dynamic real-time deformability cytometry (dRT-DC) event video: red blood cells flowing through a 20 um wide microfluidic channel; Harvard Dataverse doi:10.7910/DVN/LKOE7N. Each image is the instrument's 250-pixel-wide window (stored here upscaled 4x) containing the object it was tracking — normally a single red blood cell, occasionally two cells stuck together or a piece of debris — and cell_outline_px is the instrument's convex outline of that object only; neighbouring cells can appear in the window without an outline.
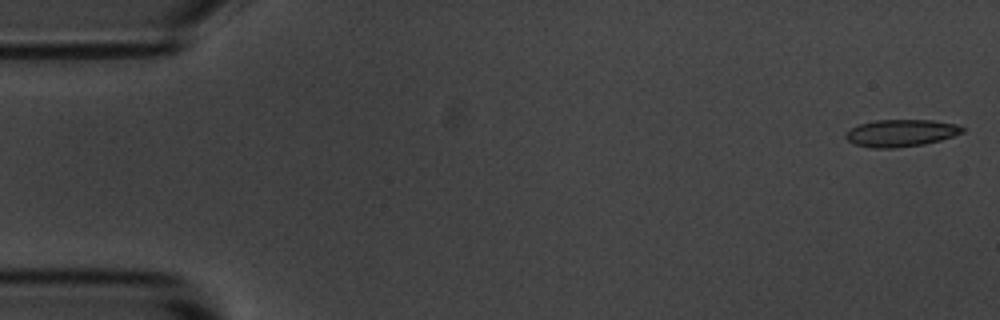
{"species": "common noctule bat (a hibernating species)", "species_latin": "Nyctalus noctula", "temperature_condition": "room temperature", "stored_images_in_passage": 54, "camera_frame_rate_fps": 3000, "um_per_image_px": 0.085, "animal": {"sex": "male", "body_mass_g": 20.1, "forearm_length_mm": 53.5}, "frame": {"image": 1, "passage_image": 1, "time_ms": 0.0, "image_size_px": [1000, 320], "cell_outline_px": [[964, 132], [940, 140], [924, 144], [896, 148], [872, 148], [856, 144], [848, 140], [844, 136], [844, 132], [860, 124], [876, 120], [932, 120], [956, 124], [964, 128]], "centroid_in_image_um": [76.57, 11.31], "position_along_channel_um": 8.4, "area_um2": 18.38}}
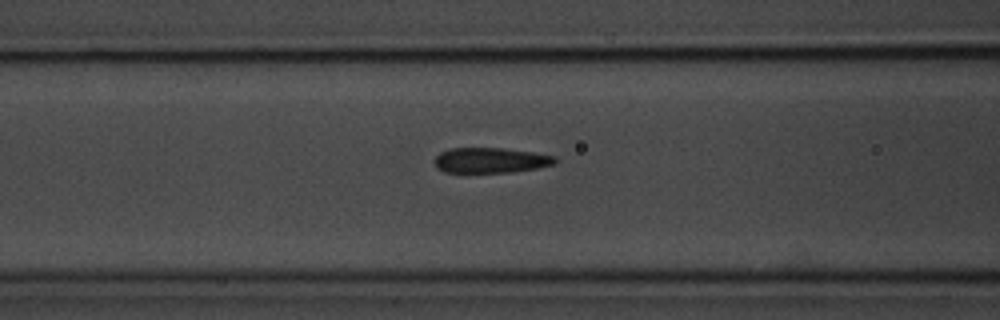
{"frame": {"image": 2, "passage_image": 21, "time_ms": 6.667, "image_size_px": [1000, 320], "cell_outline_px": [[556, 164], [536, 168], [512, 172], [444, 172], [436, 168], [432, 160], [440, 152], [448, 148], [504, 148], [532, 152], [556, 156]], "centroid_in_image_um": [41.66, 13.62], "position_along_channel_um": 124.9, "area_um2": 17.92}}
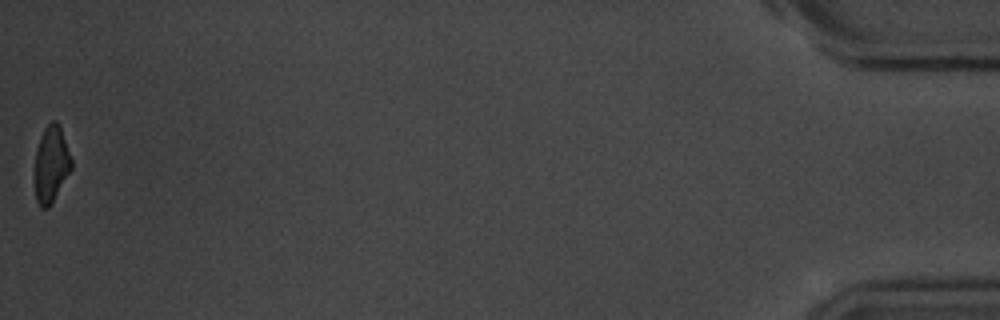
{"frame": {"image": 3, "passage_image": 54, "time_ms": 17.667, "image_size_px": [1000, 320], "cell_outline_px": [[72, 168], [52, 204], [48, 208], [40, 208], [36, 200], [32, 176], [36, 148], [40, 136], [44, 128], [52, 120], [56, 120], [60, 128], [72, 160]], "centroid_in_image_um": [4.3, 14.01], "position_along_channel_um": 430.9, "area_um2": 16.88}, "authors_computed_cell_mechanics": {"area_um2": 18.4382, "velocity_mm_per_s": 3.6737, "shape_relaxation_time_tau1_ms": 4.0179, "shape_relaxation_time_tau2_ms": 2.3381, "deformation_change_tau1": 0.1212, "deformation_change_tau2": 0.0864}}